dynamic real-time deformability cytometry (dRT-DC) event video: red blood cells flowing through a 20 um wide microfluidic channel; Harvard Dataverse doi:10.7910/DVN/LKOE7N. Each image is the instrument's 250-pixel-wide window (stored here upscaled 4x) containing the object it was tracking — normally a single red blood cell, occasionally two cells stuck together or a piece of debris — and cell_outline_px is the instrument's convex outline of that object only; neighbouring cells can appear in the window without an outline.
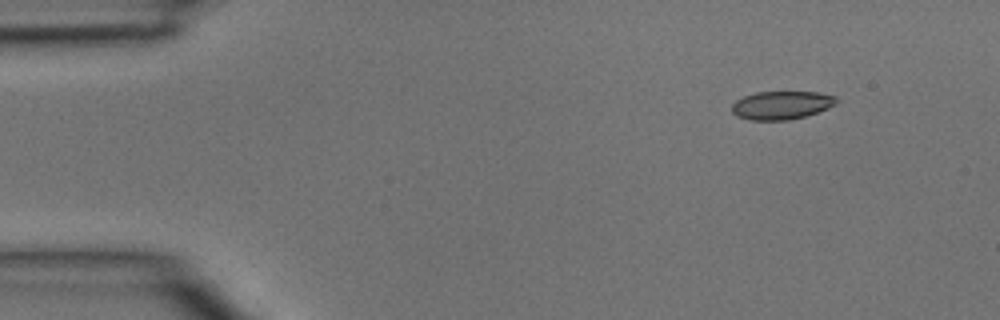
{"species": "common noctule bat (a hibernating species)", "species_latin": "Nyctalus noctula", "temperature_condition": "room temperature", "stored_images_in_passage": 2, "camera_frame_rate_fps": 3000, "um_per_image_px": 0.085, "animal": {"sex": "male", "body_mass_g": 15.6}, "frame": {"image": 1, "passage_image": 2, "time_ms": 0.333, "image_size_px": [1000, 320], "cell_outline_px": [[840, 100], [836, 104], [828, 108], [804, 116], [788, 120], [748, 120], [736, 116], [732, 112], [732, 104], [736, 100], [744, 96], [756, 92], [816, 92], [836, 96]], "centroid_in_image_um": [66.42, 8.94], "position_along_channel_um": 18.6, "area_um2": 17.28}}